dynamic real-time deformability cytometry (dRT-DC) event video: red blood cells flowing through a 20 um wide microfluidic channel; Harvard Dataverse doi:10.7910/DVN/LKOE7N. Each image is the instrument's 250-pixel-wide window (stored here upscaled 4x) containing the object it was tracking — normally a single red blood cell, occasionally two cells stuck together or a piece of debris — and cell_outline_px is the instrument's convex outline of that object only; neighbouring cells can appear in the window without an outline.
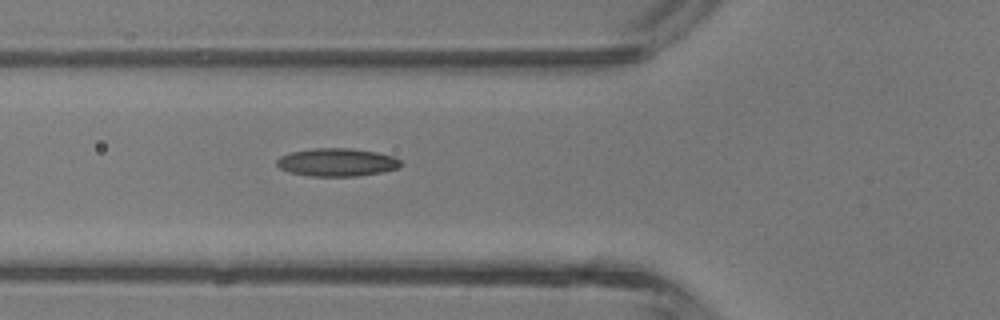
{"species": "common noctule bat (a hibernating species)", "species_latin": "Nyctalus noctula", "temperature_condition": "room temperature", "stored_images_in_passage": 5, "camera_frame_rate_fps": 3000, "um_per_image_px": 0.085, "animal": {"sex": "male", "body_mass_g": 13.3}, "frame": {"image": 1, "passage_image": 5, "time_ms": 5.0, "image_size_px": [1000, 320], "cell_outline_px": [[404, 164], [400, 168], [384, 172], [356, 176], [312, 176], [288, 172], [280, 168], [276, 164], [276, 160], [280, 156], [292, 152], [312, 148], [352, 148], [376, 152], [392, 156], [400, 160]], "centroid_in_image_um": [28.67, 13.79], "position_along_channel_um": 97.1, "area_um2": 20.4}}